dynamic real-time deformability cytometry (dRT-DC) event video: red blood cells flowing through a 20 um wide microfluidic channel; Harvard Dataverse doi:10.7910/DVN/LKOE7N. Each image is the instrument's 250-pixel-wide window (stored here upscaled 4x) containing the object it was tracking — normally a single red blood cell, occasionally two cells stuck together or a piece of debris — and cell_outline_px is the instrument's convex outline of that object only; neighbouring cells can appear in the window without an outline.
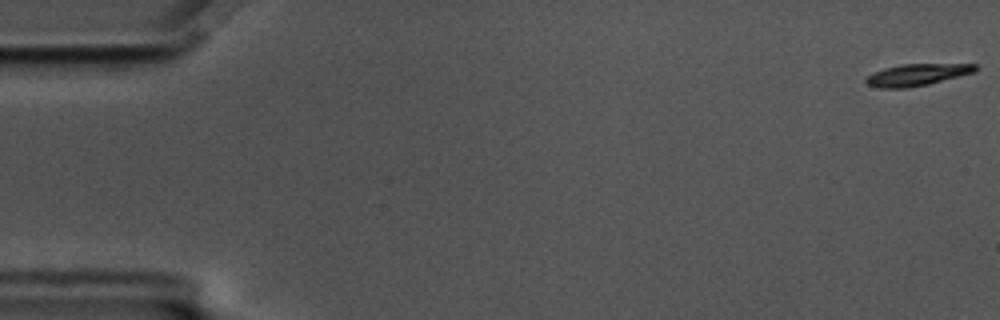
{"species": "common noctule bat (a hibernating species)", "species_latin": "Nyctalus noctula", "temperature_condition": "cold", "stored_images_in_passage": 59, "camera_frame_rate_fps": 3000, "um_per_image_px": 0.085, "animal": {"sex": "male", "body_mass_g": 17.5, "forearm_length_mm": 52.3}, "frame": {"image": 1, "passage_image": 1, "time_ms": 0.0, "image_size_px": [1000, 320], "cell_outline_px": [[980, 68], [976, 72], [928, 84], [908, 88], [880, 88], [868, 84], [864, 80], [868, 76], [884, 68], [900, 64], [976, 64]], "centroid_in_image_um": [78.0, 6.35], "position_along_channel_um": 7.0, "area_um2": 13.87}}
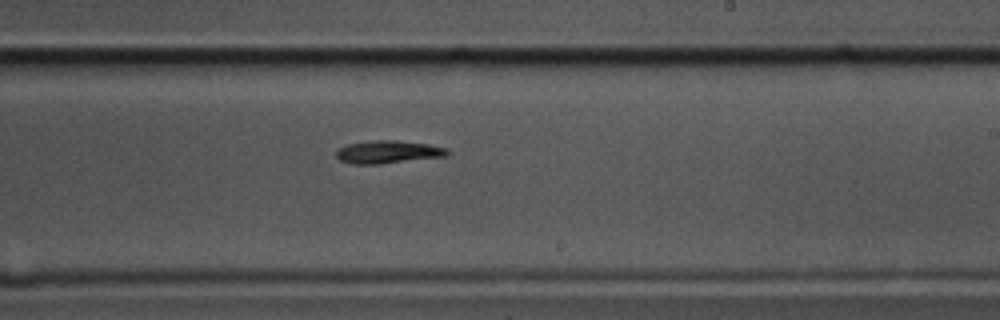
{"frame": {"image": 2, "passage_image": 35, "time_ms": 11.333, "image_size_px": [1000, 320], "cell_outline_px": [[448, 156], [380, 164], [352, 164], [340, 160], [336, 156], [336, 152], [340, 148], [348, 144], [376, 140], [396, 140], [428, 144], [448, 148]], "centroid_in_image_um": [33.01, 12.92], "position_along_channel_um": 256.0, "area_um2": 14.74}}
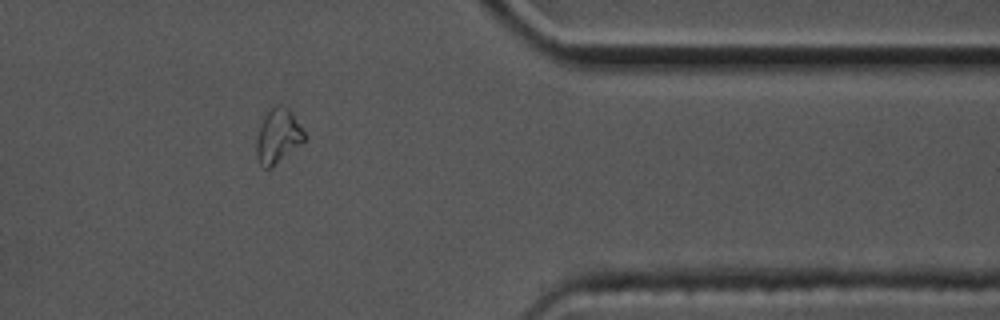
{"frame": {"image": 3, "passage_image": 48, "time_ms": 15.667, "image_size_px": [1000, 320], "cell_outline_px": [[308, 136], [304, 140], [272, 168], [264, 168], [260, 164], [256, 156], [256, 140], [260, 124], [264, 116], [276, 104], [280, 104], [288, 108], [292, 112]], "centroid_in_image_um": [23.63, 11.56], "position_along_channel_um": 387.8, "area_um2": 15.26}, "authors_computed_cell_mechanics": {"area_um2": 14.739, "velocity_mm_per_s": 3.4545, "shape_relaxation_time_tau1_ms": 4.6355, "shape_relaxation_time_tau2_ms": null, "deformation_change_tau1": 0.1618, "deformation_change_tau2": null}}